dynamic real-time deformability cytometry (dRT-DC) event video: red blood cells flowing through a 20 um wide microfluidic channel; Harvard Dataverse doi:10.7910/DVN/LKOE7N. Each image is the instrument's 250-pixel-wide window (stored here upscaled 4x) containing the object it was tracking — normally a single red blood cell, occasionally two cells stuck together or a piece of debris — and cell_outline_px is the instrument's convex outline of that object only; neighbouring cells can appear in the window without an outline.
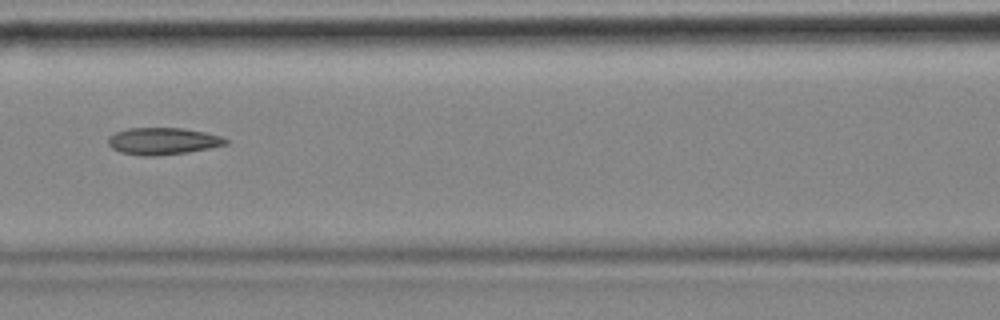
{"species": "common noctule bat (a hibernating species)", "species_latin": "Nyctalus noctula", "temperature_condition": "cold", "stored_images_in_passage": 9, "camera_frame_rate_fps": 3000, "um_per_image_px": 0.085, "animal": {"sex": "female", "body_mass_g": 18.4}, "frame": {"image": 1, "passage_image": 6, "time_ms": 1.667, "image_size_px": [1000, 320], "cell_outline_px": [[228, 144], [188, 152], [156, 156], [140, 156], [120, 152], [112, 148], [108, 144], [108, 136], [116, 132], [128, 128], [184, 128], [204, 132], [220, 136], [228, 140]], "centroid_in_image_um": [13.81, 12.0], "position_along_channel_um": 152.8, "area_um2": 18.5}}
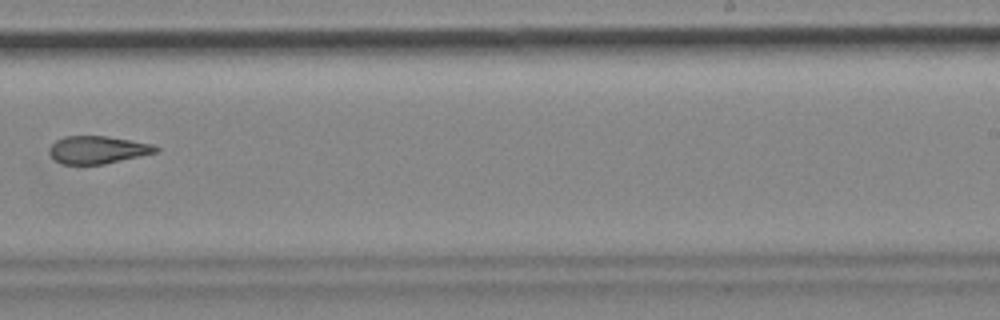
{"frame": {"image": 2, "passage_image": 9, "time_ms": 2.667, "image_size_px": [1000, 320], "cell_outline_px": [[160, 148], [156, 152], [140, 156], [104, 164], [60, 164], [48, 152], [48, 148], [56, 140], [64, 136], [108, 136], [132, 140], [152, 144]], "centroid_in_image_um": [8.28, 12.72], "position_along_channel_um": 280.7, "area_um2": 17.17}}